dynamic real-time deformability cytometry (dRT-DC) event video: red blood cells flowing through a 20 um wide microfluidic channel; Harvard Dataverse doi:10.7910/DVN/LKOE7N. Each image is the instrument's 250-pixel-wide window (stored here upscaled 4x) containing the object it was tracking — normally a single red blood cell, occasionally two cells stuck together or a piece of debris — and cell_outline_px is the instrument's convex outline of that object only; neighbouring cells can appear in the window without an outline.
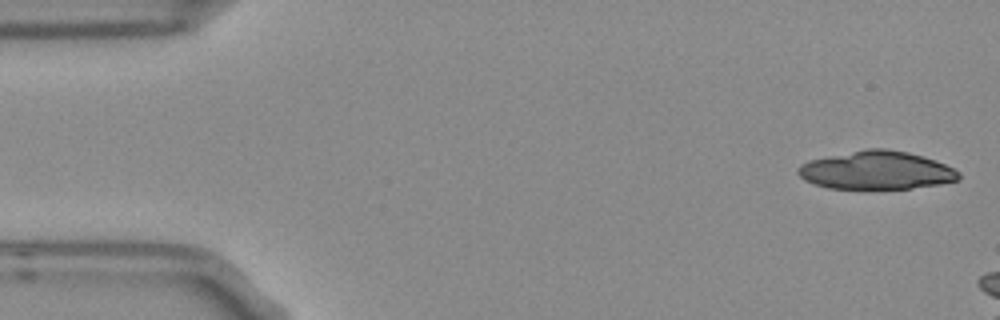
{"species": "Egyptian fruit bat (a non-hibernating species)", "species_latin": "Rousettus aegyptiacus", "temperature_condition": "room temperature", "stored_images_in_passage": 5, "camera_frame_rate_fps": 3000, "um_per_image_px": 0.085, "frame": {"image": 1, "passage_image": 1, "time_ms": 0.0, "image_size_px": [1000, 320], "cell_outline_px": [[960, 180], [940, 184], [912, 188], [828, 188], [804, 180], [796, 172], [796, 168], [800, 164], [808, 160], [868, 148], [884, 148], [908, 152], [924, 156], [936, 160], [960, 172]], "centroid_in_image_um": [74.5, 14.47], "position_along_channel_um": 10.5, "area_um2": 35.78}}